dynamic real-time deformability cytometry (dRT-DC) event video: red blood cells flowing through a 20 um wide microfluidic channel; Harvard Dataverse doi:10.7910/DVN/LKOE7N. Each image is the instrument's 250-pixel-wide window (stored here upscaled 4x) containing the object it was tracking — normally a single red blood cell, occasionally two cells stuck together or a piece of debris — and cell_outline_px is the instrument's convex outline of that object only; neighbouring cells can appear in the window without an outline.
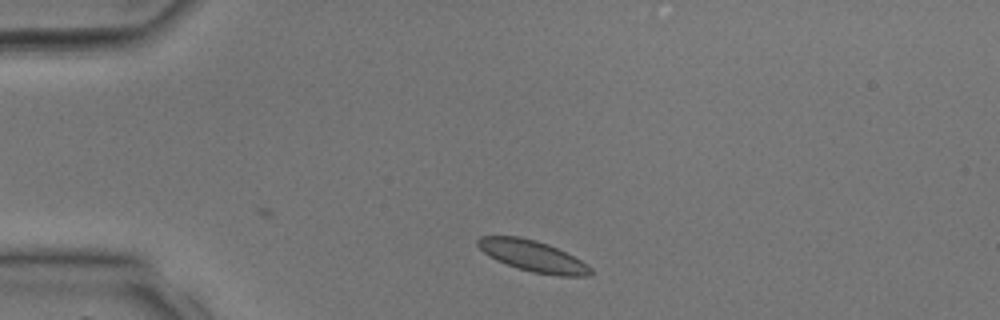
{"species": "common noctule bat (a hibernating species)", "species_latin": "Nyctalus noctula", "temperature_condition": "room temperature", "stored_images_in_passage": 32, "camera_frame_rate_fps": 3000, "um_per_image_px": 0.085, "animal": {"sex": "male", "body_mass_g": 17.9, "forearm_length_mm": 54.2}, "frame": {"image": 1, "passage_image": 2, "time_ms": 0.333, "image_size_px": [1000, 320], "cell_outline_px": [[592, 276], [556, 276], [532, 272], [516, 268], [496, 260], [488, 256], [476, 244], [476, 240], [480, 236], [520, 236], [536, 240], [548, 244], [588, 264], [592, 268]], "centroid_in_image_um": [45.28, 21.77], "position_along_channel_um": 39.7, "area_um2": 20.58}}
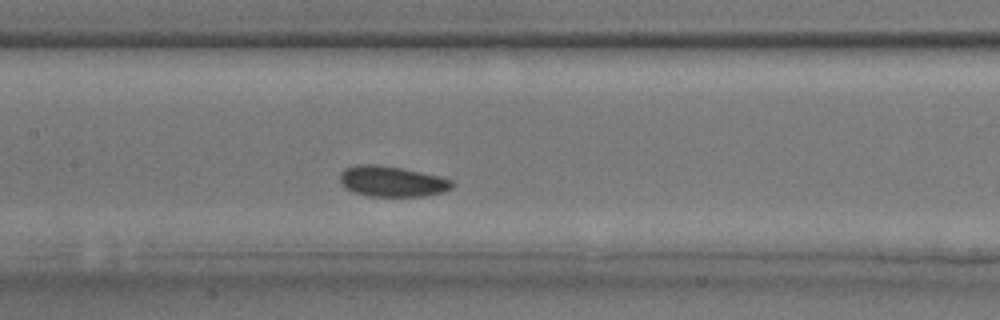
{"frame": {"image": 2, "passage_image": 12, "time_ms": 3.667, "image_size_px": [1000, 320], "cell_outline_px": [[456, 184], [452, 188], [444, 192], [424, 196], [368, 196], [352, 192], [344, 188], [340, 184], [340, 172], [344, 168], [356, 164], [376, 164], [404, 168], [440, 176], [452, 180]], "centroid_in_image_um": [33.31, 15.41], "position_along_channel_um": 174.1, "area_um2": 20.46}}
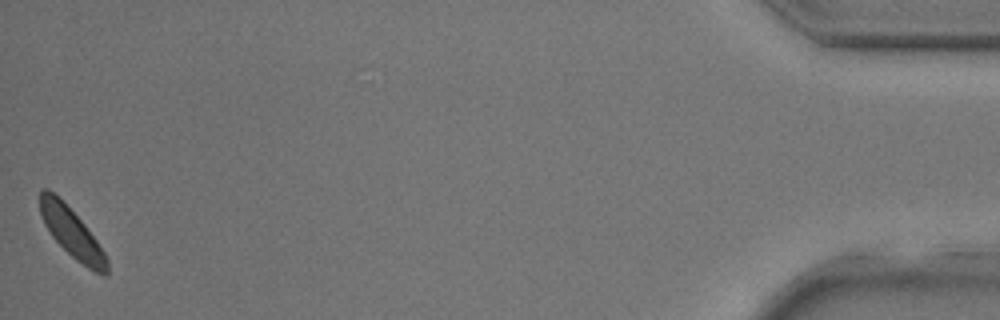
{"frame": {"image": 3, "passage_image": 32, "time_ms": 10.333, "image_size_px": [1000, 320], "cell_outline_px": [[108, 276], [104, 276], [88, 268], [76, 260], [52, 236], [44, 224], [40, 216], [40, 188], [48, 188], [84, 224], [96, 240], [104, 252], [108, 260]], "centroid_in_image_um": [6.1, 19.82], "position_along_channel_um": 429.1, "area_um2": 18.79}}